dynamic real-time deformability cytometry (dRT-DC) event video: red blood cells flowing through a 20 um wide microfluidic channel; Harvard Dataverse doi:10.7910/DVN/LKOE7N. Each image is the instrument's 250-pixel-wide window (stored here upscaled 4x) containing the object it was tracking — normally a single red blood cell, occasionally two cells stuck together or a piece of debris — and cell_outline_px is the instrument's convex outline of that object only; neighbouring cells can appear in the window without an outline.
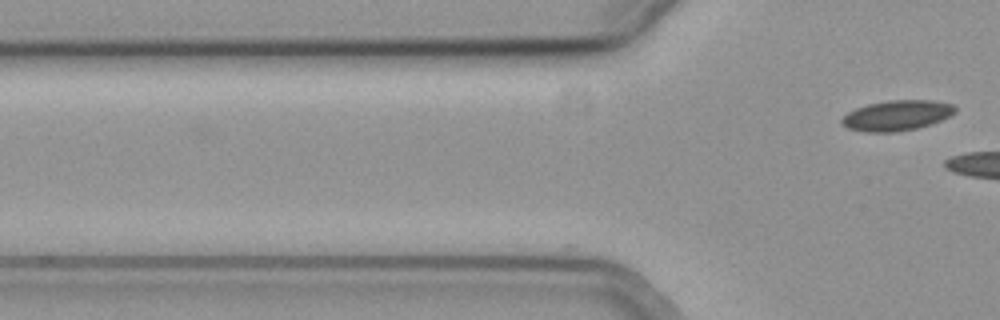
{"species": "common noctule bat (a hibernating species)", "species_latin": "Nyctalus noctula", "temperature_condition": "cold", "stored_images_in_passage": 3, "camera_frame_rate_fps": 3000, "um_per_image_px": 0.085, "animal": {"sex": "female", "body_mass_g": 19.3, "forearm_length_mm": 54.1}, "frame": {"image": 1, "passage_image": 3, "time_ms": 0.667, "image_size_px": [1000, 320], "cell_outline_px": [[956, 112], [940, 120], [916, 128], [896, 132], [864, 132], [848, 128], [840, 124], [840, 120], [848, 112], [856, 108], [868, 104], [888, 100], [932, 100], [952, 104], [956, 108]], "centroid_in_image_um": [76.19, 9.81], "position_along_channel_um": 49.6, "area_um2": 19.94}}